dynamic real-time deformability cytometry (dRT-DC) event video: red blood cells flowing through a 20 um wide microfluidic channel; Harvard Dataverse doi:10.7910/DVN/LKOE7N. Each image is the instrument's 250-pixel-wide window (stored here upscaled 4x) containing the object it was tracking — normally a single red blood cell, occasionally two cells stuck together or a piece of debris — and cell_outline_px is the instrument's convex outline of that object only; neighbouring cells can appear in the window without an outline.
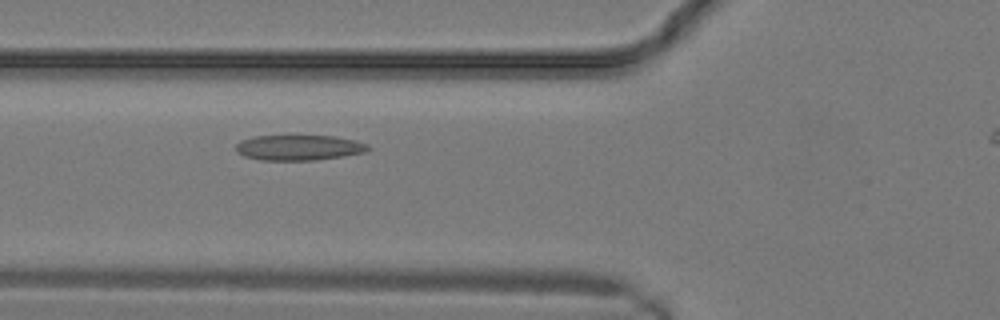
{"species": "common noctule bat (a hibernating species)", "species_latin": "Nyctalus noctula", "temperature_condition": "warm", "stored_images_in_passage": 8, "camera_frame_rate_fps": 3000, "um_per_image_px": 0.085, "animal": {"sex": "male", "body_mass_g": 19.2, "forearm_length_mm": 51.8}, "frame": {"image": 1, "passage_image": 5, "time_ms": 1.333, "image_size_px": [1000, 320], "cell_outline_px": [[372, 148], [364, 152], [344, 156], [316, 160], [260, 160], [244, 156], [236, 152], [236, 144], [240, 140], [252, 136], [336, 136], [356, 140], [368, 144]], "centroid_in_image_um": [25.41, 12.54], "position_along_channel_um": 100.4, "area_um2": 19.71}}
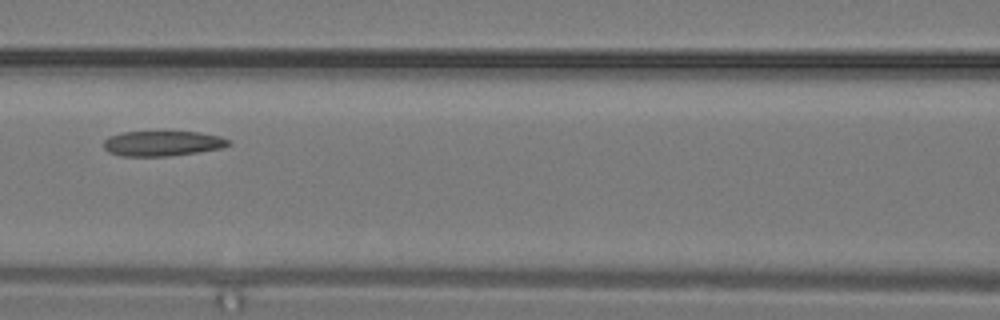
{"frame": {"image": 2, "passage_image": 7, "time_ms": 2.0, "image_size_px": [1000, 320], "cell_outline_px": [[232, 144], [224, 148], [168, 156], [120, 156], [108, 152], [104, 148], [104, 140], [108, 136], [120, 132], [200, 132], [220, 136], [232, 140]], "centroid_in_image_um": [13.83, 12.19], "position_along_channel_um": 152.8, "area_um2": 18.5}}